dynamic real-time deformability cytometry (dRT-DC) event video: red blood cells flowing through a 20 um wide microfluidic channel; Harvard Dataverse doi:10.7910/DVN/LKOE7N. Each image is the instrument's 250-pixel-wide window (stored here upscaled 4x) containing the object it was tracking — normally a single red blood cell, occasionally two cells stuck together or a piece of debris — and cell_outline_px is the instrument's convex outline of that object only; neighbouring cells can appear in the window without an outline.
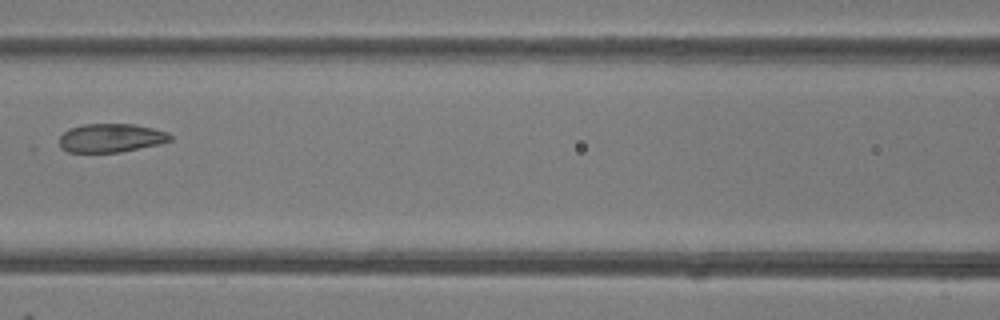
{"species": "common noctule bat (a hibernating species)", "species_latin": "Nyctalus noctula", "temperature_condition": "room temperature", "stored_images_in_passage": 8, "camera_frame_rate_fps": 3000, "um_per_image_px": 0.085, "animal": {"sex": "female"}, "frame": {"image": 1, "passage_image": 7, "time_ms": 7.0, "image_size_px": [1000, 320], "cell_outline_px": [[172, 140], [160, 144], [120, 152], [68, 152], [60, 148], [60, 136], [68, 128], [84, 124], [132, 124], [152, 128], [168, 132], [172, 136]], "centroid_in_image_um": [9.43, 11.72], "position_along_channel_um": 157.2, "area_um2": 18.55}}
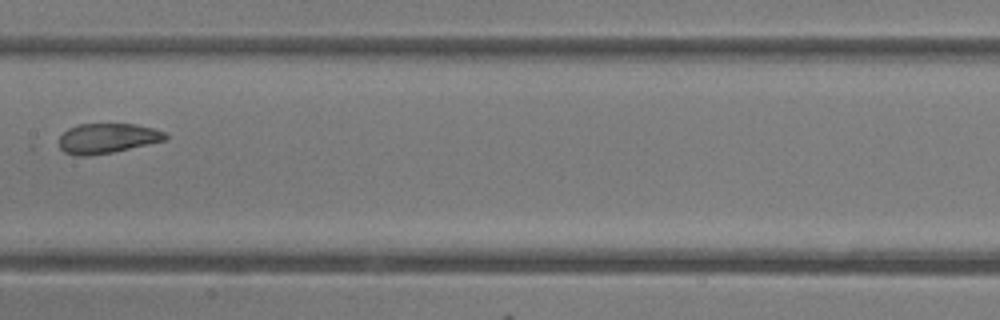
{"frame": {"image": 2, "passage_image": 8, "time_ms": 8.0, "image_size_px": [1000, 320], "cell_outline_px": [[168, 140], [112, 152], [88, 156], [76, 156], [64, 152], [60, 148], [60, 136], [68, 128], [80, 124], [136, 124], [152, 128], [164, 132], [168, 136]], "centroid_in_image_um": [9.13, 11.76], "position_along_channel_um": 198.3, "area_um2": 18.55}}